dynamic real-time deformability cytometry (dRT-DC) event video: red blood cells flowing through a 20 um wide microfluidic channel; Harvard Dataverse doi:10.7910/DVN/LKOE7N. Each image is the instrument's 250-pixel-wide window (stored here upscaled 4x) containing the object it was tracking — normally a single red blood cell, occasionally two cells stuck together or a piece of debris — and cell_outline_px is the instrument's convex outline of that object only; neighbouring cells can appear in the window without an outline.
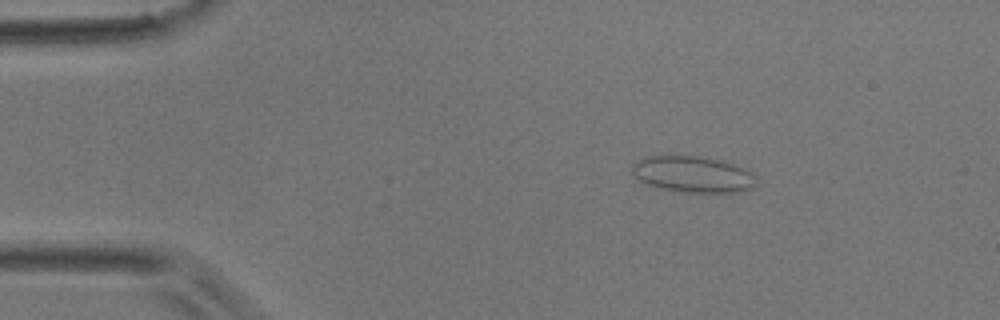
{"species": "common noctule bat (a hibernating species)", "species_latin": "Nyctalus noctula", "temperature_condition": "room temperature", "stored_images_in_passage": 4, "camera_frame_rate_fps": 3000, "um_per_image_px": 0.085, "animal": {"sex": "male", "body_mass_g": 17.9}, "frame": {"image": 1, "passage_image": 1, "time_ms": 0.0, "image_size_px": [1000, 320], "cell_outline_px": [[756, 184], [752, 188], [744, 192], [688, 192], [656, 188], [644, 184], [632, 172], [632, 164], [636, 160], [644, 156], [700, 156], [724, 160], [748, 168], [756, 176]], "centroid_in_image_um": [58.93, 14.81], "position_along_channel_um": 26.1, "area_um2": 26.82}}